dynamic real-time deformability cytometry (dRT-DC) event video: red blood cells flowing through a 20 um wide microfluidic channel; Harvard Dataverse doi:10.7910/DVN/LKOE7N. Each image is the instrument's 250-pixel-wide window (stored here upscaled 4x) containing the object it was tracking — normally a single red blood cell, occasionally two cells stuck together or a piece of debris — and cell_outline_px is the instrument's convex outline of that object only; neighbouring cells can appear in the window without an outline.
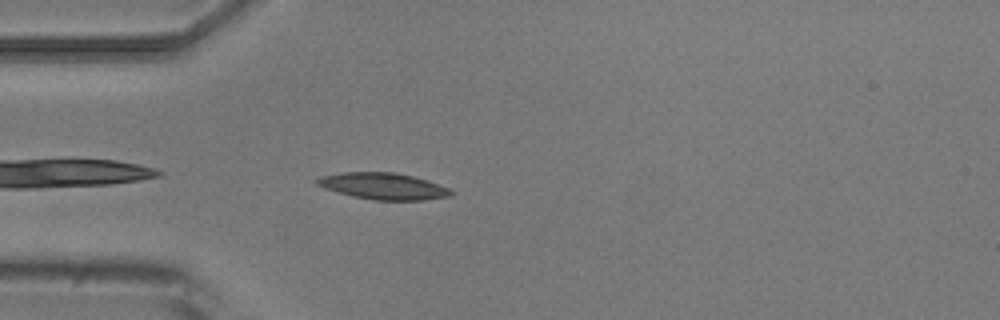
{"species": "common noctule bat (a hibernating species)", "species_latin": "Nyctalus noctula", "temperature_condition": "room temperature", "stored_images_in_passage": 3, "camera_frame_rate_fps": 3000, "um_per_image_px": 0.085, "animal": {"sex": "male", "body_mass_g": 20.5, "forearm_length_mm": 52.5}, "frame": {"image": 1, "passage_image": 3, "time_ms": 3.0, "image_size_px": [1000, 320], "cell_outline_px": [[452, 196], [424, 200], [372, 200], [352, 196], [324, 188], [316, 184], [312, 180], [320, 176], [344, 172], [396, 172], [428, 180], [448, 188], [452, 192]], "centroid_in_image_um": [32.54, 15.82], "position_along_channel_um": 52.5, "area_um2": 20.81}}